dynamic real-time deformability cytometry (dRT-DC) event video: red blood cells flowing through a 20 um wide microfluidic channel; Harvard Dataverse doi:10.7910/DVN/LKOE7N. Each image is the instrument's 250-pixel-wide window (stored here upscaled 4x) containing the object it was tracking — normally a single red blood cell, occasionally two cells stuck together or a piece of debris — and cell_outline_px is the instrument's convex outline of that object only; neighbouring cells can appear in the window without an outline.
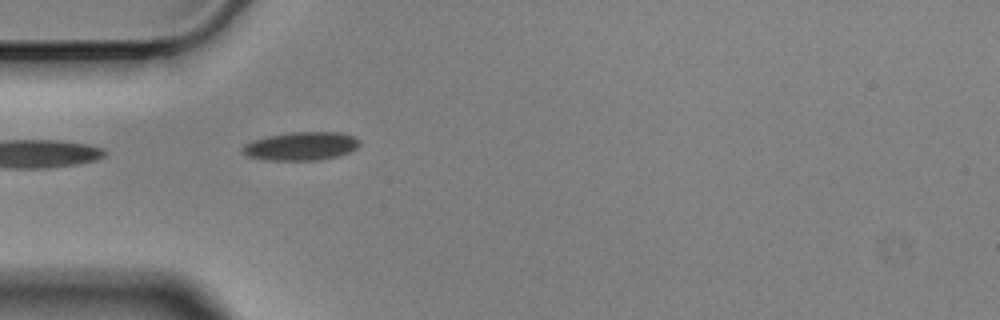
{"species": "Egyptian fruit bat (a non-hibernating species)", "species_latin": "Rousettus aegyptiacus", "temperature_condition": "cold", "stored_images_in_passage": 5, "segment_of_instrument_passage": [2, 2], "camera_frame_rate_fps": 3000, "um_per_image_px": 0.085, "animal": {"sex": "male"}, "frame": {"image": 1, "passage_image": 5, "time_ms": 1.333, "image_size_px": [1000, 320], "cell_outline_px": [[360, 144], [356, 148], [340, 156], [316, 160], [264, 160], [248, 156], [240, 152], [240, 148], [244, 144], [252, 140], [268, 136], [292, 132], [340, 132], [352, 136], [360, 140]], "centroid_in_image_um": [25.56, 12.42], "position_along_channel_um": 59.4, "area_um2": 19.48}}